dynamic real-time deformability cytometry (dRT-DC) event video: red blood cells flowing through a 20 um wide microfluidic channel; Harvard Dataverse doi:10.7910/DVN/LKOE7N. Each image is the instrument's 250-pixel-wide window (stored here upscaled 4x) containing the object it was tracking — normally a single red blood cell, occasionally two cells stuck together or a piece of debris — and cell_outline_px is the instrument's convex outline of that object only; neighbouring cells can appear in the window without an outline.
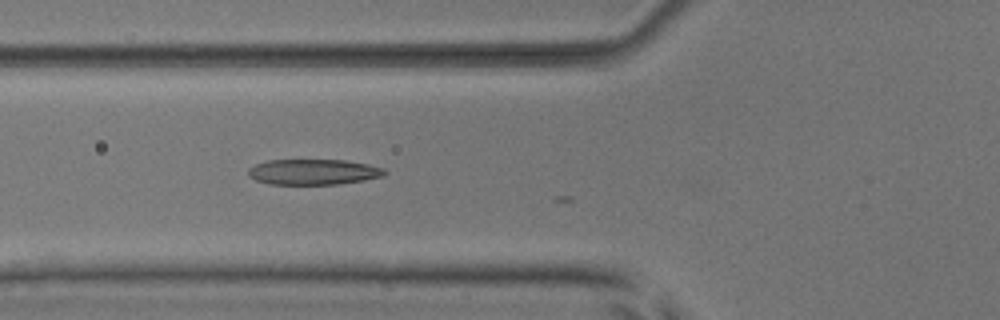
{"species": "common noctule bat (a hibernating species)", "species_latin": "Nyctalus noctula", "temperature_condition": "room temperature", "stored_images_in_passage": 18, "camera_frame_rate_fps": 3000, "um_per_image_px": 0.085, "animal": {"sex": "male", "body_mass_g": 17.9, "forearm_length_mm": 54.2}, "frame": {"image": 1, "passage_image": 5, "time_ms": 1.333, "image_size_px": [1000, 320], "cell_outline_px": [[388, 172], [384, 176], [364, 180], [336, 184], [268, 184], [256, 180], [248, 176], [248, 168], [256, 164], [268, 160], [344, 160], [368, 164], [384, 168]], "centroid_in_image_um": [26.64, 14.61], "position_along_channel_um": 99.2, "area_um2": 20.35}}
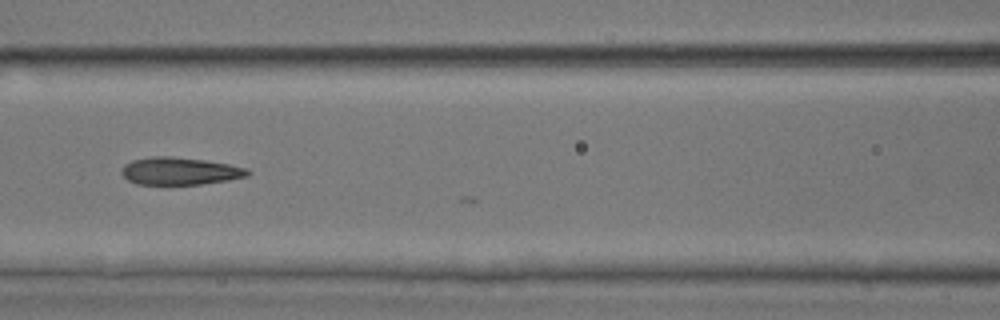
{"frame": {"image": 2, "passage_image": 9, "time_ms": 2.667, "image_size_px": [1000, 320], "cell_outline_px": [[252, 172], [248, 176], [228, 180], [200, 184], [136, 184], [128, 180], [120, 172], [124, 164], [132, 160], [152, 156], [172, 156], [204, 160], [228, 164], [248, 168]], "centroid_in_image_um": [15.29, 14.53], "position_along_channel_um": 151.3, "area_um2": 20.23}}